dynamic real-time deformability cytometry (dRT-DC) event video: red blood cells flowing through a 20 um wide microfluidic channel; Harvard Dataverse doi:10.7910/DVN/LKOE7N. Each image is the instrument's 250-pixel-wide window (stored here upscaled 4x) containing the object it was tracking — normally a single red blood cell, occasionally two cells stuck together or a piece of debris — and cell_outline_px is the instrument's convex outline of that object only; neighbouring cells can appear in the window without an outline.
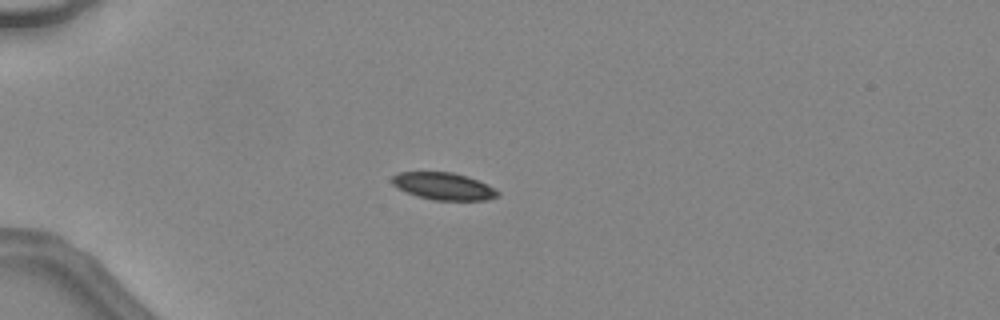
{"species": "common noctule bat (a hibernating species)", "species_latin": "Nyctalus noctula", "temperature_condition": "warm", "stored_images_in_passage": 48, "camera_frame_rate_fps": 3000, "um_per_image_px": 0.085, "animal": {"sex": "female", "body_mass_g": 24.6, "forearm_length_mm": 56.2}, "frame": {"image": 1, "passage_image": 15, "time_ms": 4.667, "image_size_px": [1000, 320], "cell_outline_px": [[500, 196], [488, 200], [432, 200], [408, 192], [392, 184], [392, 176], [396, 172], [452, 172], [476, 180], [500, 192]], "centroid_in_image_um": [37.7, 15.83], "position_along_channel_um": 47.3, "area_um2": 16.42}}
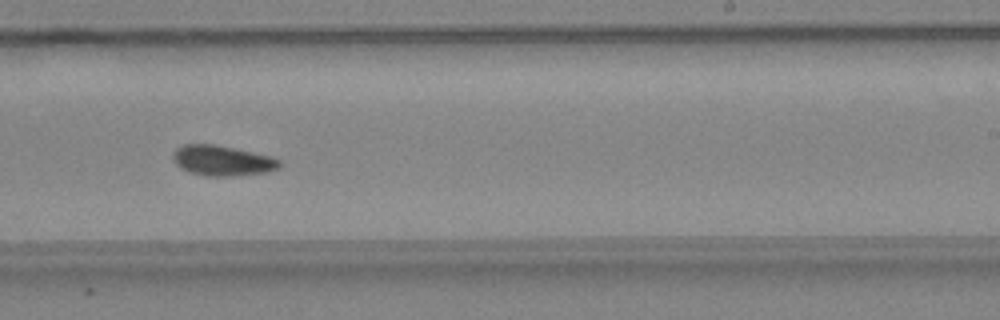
{"frame": {"image": 2, "passage_image": 32, "time_ms": 10.333, "image_size_px": [1000, 320], "cell_outline_px": [[280, 168], [268, 172], [232, 176], [204, 176], [188, 172], [180, 168], [176, 164], [172, 156], [172, 152], [176, 148], [184, 144], [212, 144], [272, 156], [280, 160]], "centroid_in_image_um": [18.88, 13.66], "position_along_channel_um": 270.1, "area_um2": 18.9}}
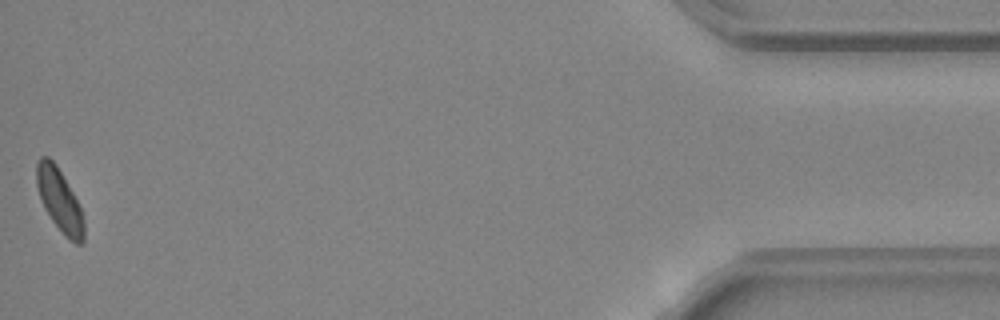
{"frame": {"image": 3, "passage_image": 48, "time_ms": 15.667, "image_size_px": [1000, 320], "cell_outline_px": [[84, 244], [76, 244], [68, 240], [64, 236], [52, 220], [44, 208], [36, 184], [36, 164], [40, 156], [48, 156], [56, 164], [72, 192], [80, 208], [84, 220]], "centroid_in_image_um": [5.06, 17.05], "position_along_channel_um": 430.1, "area_um2": 17.22}, "authors_computed_cell_mechanics": {"area_um2": 17.629, "velocity_mm_per_s": 4.5122, "shape_relaxation_time_tau1_ms": 5.3897, "shape_relaxation_time_tau2_ms": 8.724, "deformation_change_tau1": 0.0973, "deformation_change_tau2": 0.1889}}